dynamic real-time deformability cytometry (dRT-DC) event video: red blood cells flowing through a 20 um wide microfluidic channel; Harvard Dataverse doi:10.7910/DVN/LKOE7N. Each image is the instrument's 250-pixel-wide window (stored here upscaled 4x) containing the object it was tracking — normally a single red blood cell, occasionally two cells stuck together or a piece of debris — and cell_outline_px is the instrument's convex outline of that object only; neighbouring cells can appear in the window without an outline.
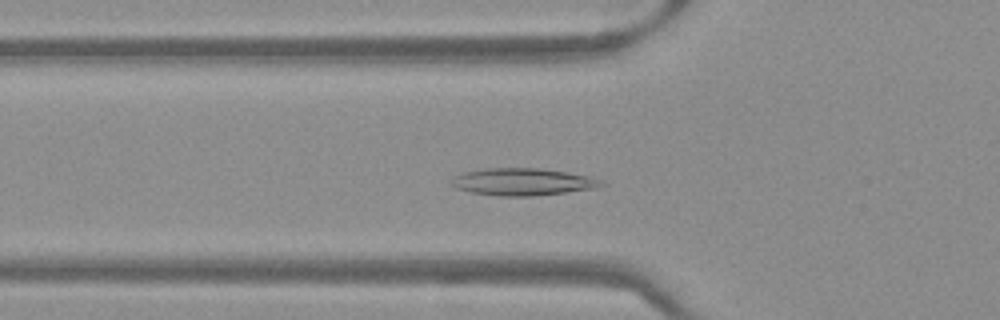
{"species": "Egyptian fruit bat (a non-hibernating species)", "species_latin": "Rousettus aegyptiacus", "temperature_condition": "warm", "stored_images_in_passage": 48, "camera_frame_rate_fps": 3000, "um_per_image_px": 0.085, "frame": {"image": 1, "passage_image": 15, "time_ms": 4.667, "image_size_px": [1000, 320], "cell_outline_px": [[604, 184], [596, 188], [532, 196], [500, 196], [472, 192], [456, 188], [448, 180], [452, 176], [464, 172], [484, 168], [540, 168], [568, 172], [592, 176], [604, 180]], "centroid_in_image_um": [44.43, 15.44], "position_along_channel_um": 81.4, "area_um2": 23.93}}
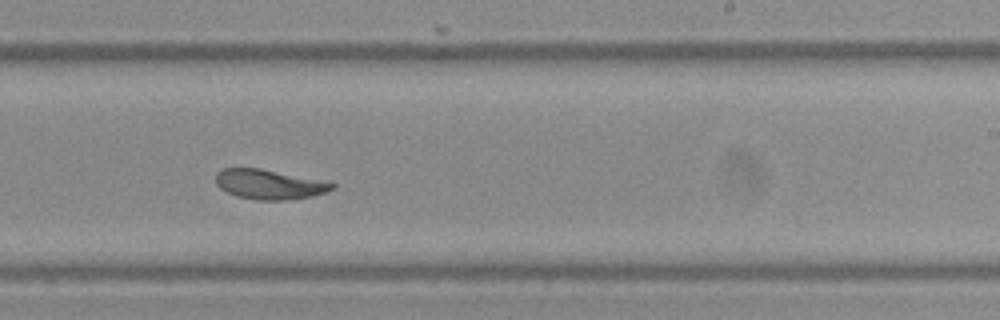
{"frame": {"image": 2, "passage_image": 29, "time_ms": 9.333, "image_size_px": [1000, 320], "cell_outline_px": [[336, 188], [312, 196], [288, 200], [256, 200], [236, 196], [220, 188], [216, 184], [216, 172], [220, 168], [260, 168], [336, 184]], "centroid_in_image_um": [22.82, 15.67], "position_along_channel_um": 266.2, "area_um2": 19.94}}
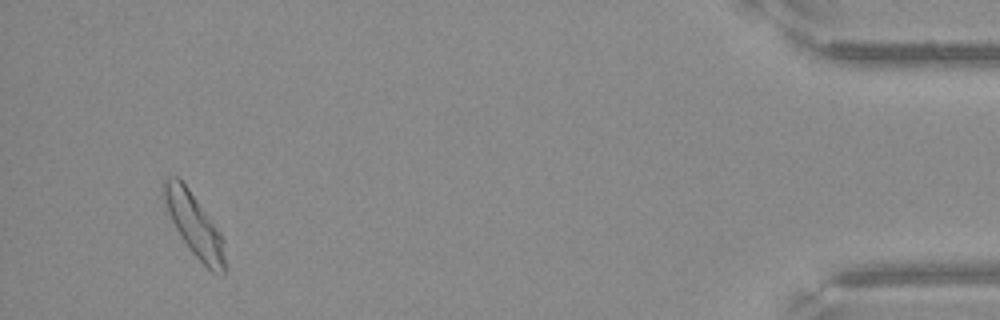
{"frame": {"image": 3, "passage_image": 46, "time_ms": 15.0, "image_size_px": [1000, 320], "cell_outline_px": [[224, 272], [212, 272], [192, 252], [180, 236], [168, 212], [160, 184], [168, 176], [176, 176], [188, 188], [212, 220], [220, 232], [224, 240]], "centroid_in_image_um": [16.49, 19.06], "position_along_channel_um": 418.7, "area_um2": 21.85}}